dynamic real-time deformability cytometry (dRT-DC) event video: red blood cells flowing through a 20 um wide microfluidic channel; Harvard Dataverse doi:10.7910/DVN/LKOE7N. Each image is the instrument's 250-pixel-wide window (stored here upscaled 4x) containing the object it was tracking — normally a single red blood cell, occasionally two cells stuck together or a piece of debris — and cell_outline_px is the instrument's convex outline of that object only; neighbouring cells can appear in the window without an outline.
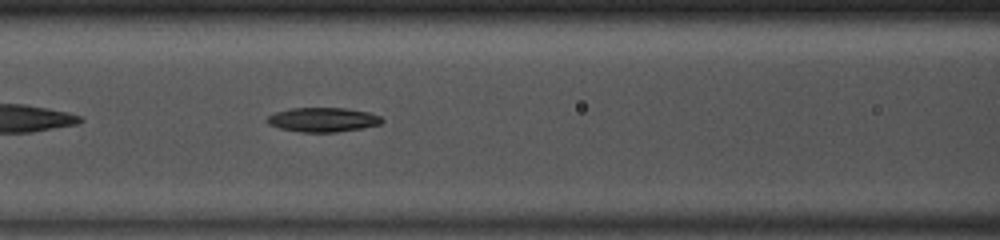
{"species": "common noctule bat (a hibernating species)", "species_latin": "Nyctalus noctula", "temperature_condition": "room temperature", "stored_images_in_passage": 36, "camera_frame_rate_fps": 3000, "um_per_image_px": 0.085, "animal": {"sex": "male", "body_mass_g": 13.0, "forearm_length_mm": 53.1}, "frame": {"image": 1, "passage_image": 8, "time_ms": 2.333, "image_size_px": [1000, 240], "cell_outline_px": [[384, 120], [380, 124], [360, 128], [336, 132], [300, 132], [280, 128], [268, 124], [268, 116], [276, 112], [292, 108], [344, 108], [368, 112], [380, 116]], "centroid_in_image_um": [27.45, 10.17], "position_along_channel_um": 139.2, "area_um2": 16.07}}
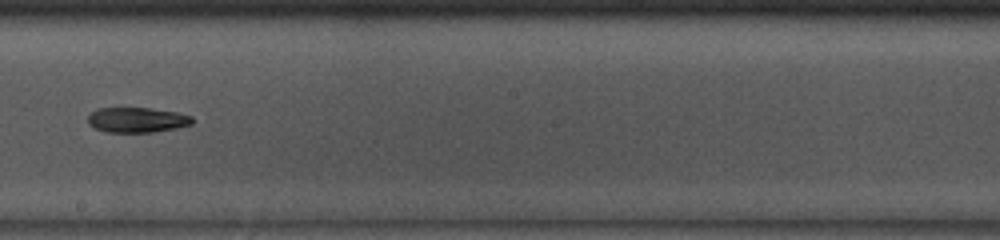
{"frame": {"image": 2, "passage_image": 15, "time_ms": 4.667, "image_size_px": [1000, 240], "cell_outline_px": [[192, 124], [176, 128], [152, 132], [108, 132], [96, 128], [88, 124], [88, 116], [92, 112], [100, 108], [152, 108], [176, 112], [192, 116]], "centroid_in_image_um": [11.65, 10.19], "position_along_channel_um": 236.5, "area_um2": 15.14}}
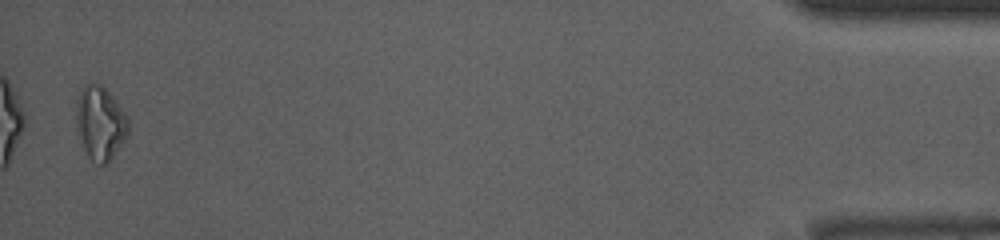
{"frame": {"image": 3, "passage_image": 35, "time_ms": 11.333, "image_size_px": [1000, 240], "cell_outline_px": [[128, 132], [124, 140], [108, 164], [100, 164], [92, 160], [88, 156], [84, 148], [76, 124], [76, 112], [80, 92], [88, 84], [100, 84], [116, 100], [128, 116]], "centroid_in_image_um": [8.55, 10.48], "position_along_channel_um": 426.7, "area_um2": 21.85}}